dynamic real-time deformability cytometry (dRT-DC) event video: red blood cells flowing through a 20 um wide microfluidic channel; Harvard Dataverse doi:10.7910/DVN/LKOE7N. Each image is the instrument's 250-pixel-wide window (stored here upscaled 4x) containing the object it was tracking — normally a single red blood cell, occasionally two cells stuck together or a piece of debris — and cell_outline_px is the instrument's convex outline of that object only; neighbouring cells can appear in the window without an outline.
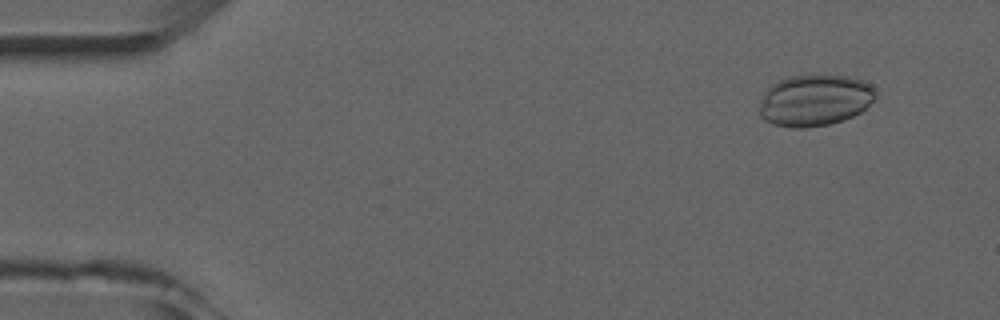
{"species": "common noctule bat (a hibernating species)", "species_latin": "Nyctalus noctula", "temperature_condition": "room temperature", "stored_images_in_passage": 5, "camera_frame_rate_fps": 3000, "um_per_image_px": 0.085, "animal": {"sex": "male", "forearm_length_mm": 52.5}, "frame": {"image": 1, "passage_image": 2, "time_ms": 1.0, "image_size_px": [1000, 320], "cell_outline_px": [[876, 96], [860, 112], [844, 120], [828, 124], [808, 128], [792, 128], [772, 124], [764, 120], [760, 116], [760, 100], [764, 92], [772, 84], [780, 80], [792, 76], [848, 76], [864, 80], [872, 84], [876, 88]], "centroid_in_image_um": [69.25, 8.54], "position_along_channel_um": 15.7, "area_um2": 34.85}}